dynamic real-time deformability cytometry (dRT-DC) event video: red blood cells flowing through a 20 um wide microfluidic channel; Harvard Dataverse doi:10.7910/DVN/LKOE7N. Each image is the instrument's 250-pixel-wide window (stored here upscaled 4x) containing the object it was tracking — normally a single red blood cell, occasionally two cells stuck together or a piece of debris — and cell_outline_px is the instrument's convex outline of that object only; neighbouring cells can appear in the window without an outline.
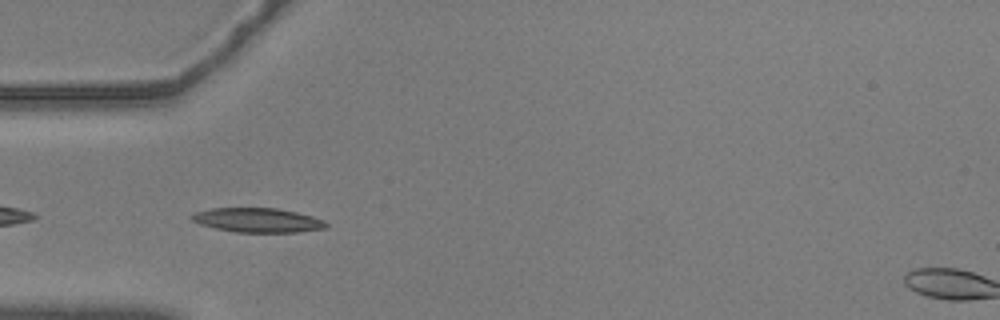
{"species": "common noctule bat (a hibernating species)", "species_latin": "Nyctalus noctula", "temperature_condition": "warm", "stored_images_in_passage": 25, "camera_frame_rate_fps": 3000, "um_per_image_px": 0.085, "animal": {"sex": "male", "body_mass_g": 20.5, "forearm_length_mm": 52.5}, "frame": {"image": 1, "passage_image": 2, "time_ms": 0.333, "image_size_px": [1000, 320], "cell_outline_px": [[328, 224], [324, 228], [300, 232], [236, 232], [216, 228], [200, 224], [192, 220], [188, 216], [196, 212], [212, 208], [276, 208], [296, 212], [312, 216], [324, 220]], "centroid_in_image_um": [21.89, 18.71], "position_along_channel_um": 63.1, "area_um2": 18.96}}
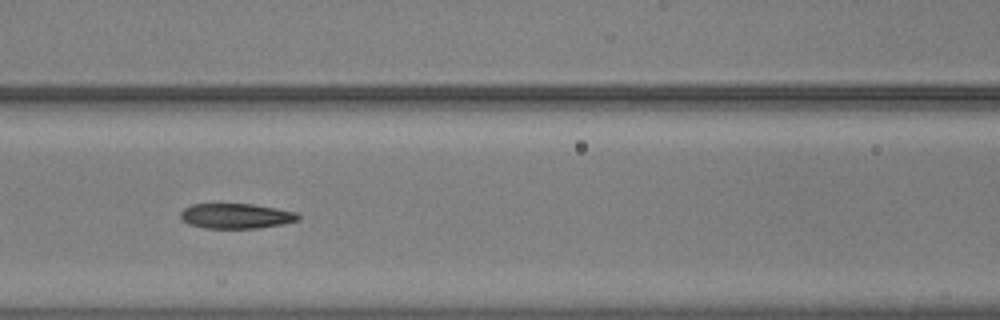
{"frame": {"image": 2, "passage_image": 9, "time_ms": 2.667, "image_size_px": [1000, 320], "cell_outline_px": [[300, 216], [296, 220], [284, 224], [256, 228], [204, 228], [188, 224], [180, 216], [180, 212], [184, 208], [192, 204], [252, 204], [276, 208], [296, 212]], "centroid_in_image_um": [20.05, 18.36], "position_along_channel_um": 146.6, "area_um2": 17.11}}
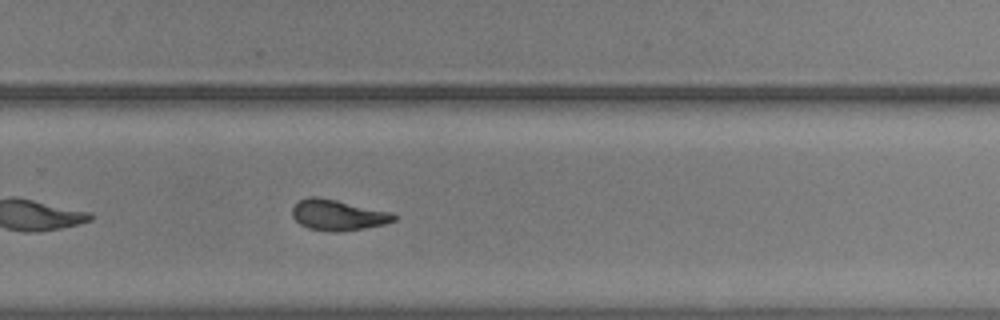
{"frame": {"image": 3, "passage_image": 22, "time_ms": 7.0, "image_size_px": [1000, 320], "cell_outline_px": [[396, 220], [384, 224], [336, 232], [332, 232], [308, 228], [300, 224], [292, 216], [292, 208], [300, 200], [308, 196], [316, 196], [336, 200], [392, 212], [396, 216]], "centroid_in_image_um": [28.7, 18.27], "position_along_channel_um": 301.1, "area_um2": 17.98}}